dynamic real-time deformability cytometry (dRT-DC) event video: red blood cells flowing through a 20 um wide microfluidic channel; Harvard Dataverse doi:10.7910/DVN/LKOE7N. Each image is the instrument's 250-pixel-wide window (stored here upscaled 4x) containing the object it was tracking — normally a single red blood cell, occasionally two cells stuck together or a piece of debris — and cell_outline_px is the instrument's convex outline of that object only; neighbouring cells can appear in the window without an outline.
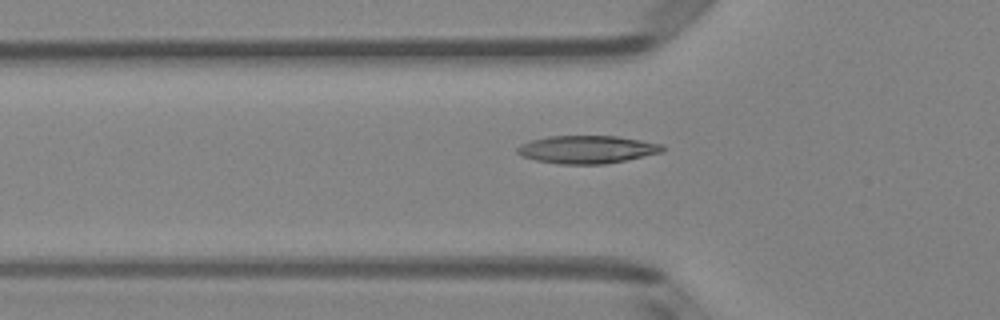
{"species": "Egyptian fruit bat (a non-hibernating species)", "species_latin": "Rousettus aegyptiacus", "temperature_condition": "room temperature", "stored_images_in_passage": 35, "camera_frame_rate_fps": 3000, "um_per_image_px": 0.085, "animal": {"sex": "female"}, "frame": {"image": 1, "passage_image": 2, "time_ms": 0.333, "image_size_px": [1000, 320], "cell_outline_px": [[664, 152], [604, 164], [560, 164], [536, 160], [520, 156], [516, 152], [516, 148], [520, 144], [532, 140], [548, 136], [616, 136], [664, 144]], "centroid_in_image_um": [49.88, 12.7], "position_along_channel_um": 75.9, "area_um2": 23.58}}
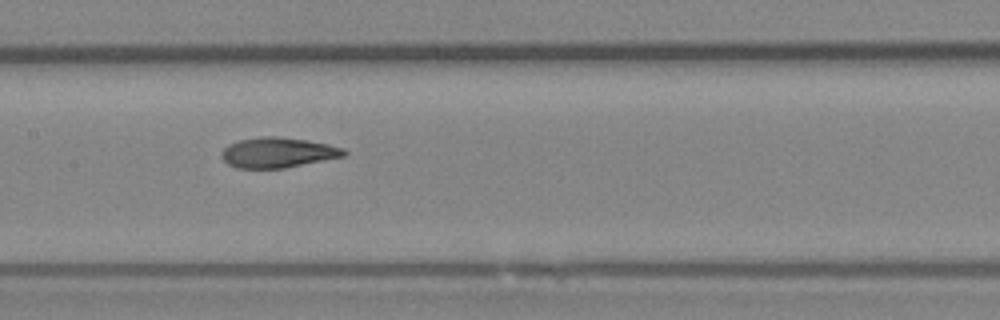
{"frame": {"image": 2, "passage_image": 10, "time_ms": 3.0, "image_size_px": [1000, 320], "cell_outline_px": [[348, 152], [344, 156], [284, 168], [236, 168], [228, 164], [220, 156], [220, 152], [228, 144], [236, 140], [260, 136], [276, 136], [304, 140], [328, 144], [344, 148]], "centroid_in_image_um": [23.57, 12.96], "position_along_channel_um": 183.8, "area_um2": 21.62}}
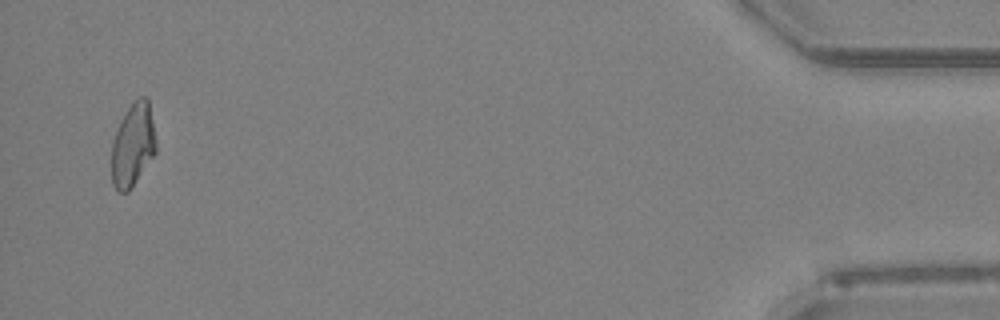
{"frame": {"image": 3, "passage_image": 34, "time_ms": 11.0, "image_size_px": [1000, 320], "cell_outline_px": [[156, 152], [132, 188], [128, 192], [120, 192], [112, 184], [112, 140], [120, 120], [128, 108], [140, 96], [144, 96], [148, 100], [156, 140]], "centroid_in_image_um": [11.29, 12.35], "position_along_channel_um": 423.9, "area_um2": 21.44}, "authors_computed_cell_mechanics": {"area_um2": 21.5016, "velocity_mm_per_s": 4.0318, "shape_relaxation_time_tau1_ms": 8.6657, "shape_relaxation_time_tau2_ms": 2.4909, "deformation_change_tau1": 0.229, "deformation_change_tau2": 0.0774}}